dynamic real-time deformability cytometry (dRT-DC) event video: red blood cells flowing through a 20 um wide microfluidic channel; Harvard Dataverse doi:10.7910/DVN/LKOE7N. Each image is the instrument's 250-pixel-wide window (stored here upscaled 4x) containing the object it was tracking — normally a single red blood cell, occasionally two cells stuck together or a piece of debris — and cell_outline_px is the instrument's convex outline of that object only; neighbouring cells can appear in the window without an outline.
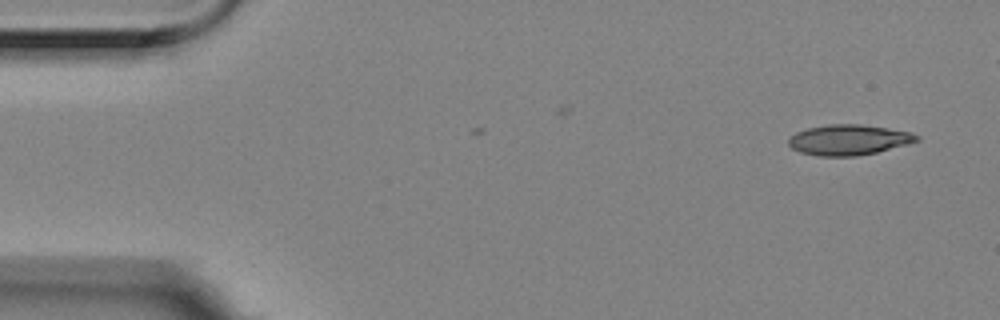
{"species": "Egyptian fruit bat (a non-hibernating species)", "species_latin": "Rousettus aegyptiacus", "temperature_condition": "room temperature", "stored_images_in_passage": 3, "camera_frame_rate_fps": 3000, "um_per_image_px": 0.085, "animal": {"sex": "female"}, "frame": {"image": 1, "passage_image": 3, "time_ms": 0.667, "image_size_px": [1000, 320], "cell_outline_px": [[920, 140], [876, 152], [856, 156], [820, 156], [800, 152], [792, 148], [788, 144], [788, 140], [796, 132], [808, 128], [828, 124], [860, 124], [888, 128], [912, 132], [920, 136]], "centroid_in_image_um": [72.14, 11.88], "position_along_channel_um": 12.9, "area_um2": 22.6}}